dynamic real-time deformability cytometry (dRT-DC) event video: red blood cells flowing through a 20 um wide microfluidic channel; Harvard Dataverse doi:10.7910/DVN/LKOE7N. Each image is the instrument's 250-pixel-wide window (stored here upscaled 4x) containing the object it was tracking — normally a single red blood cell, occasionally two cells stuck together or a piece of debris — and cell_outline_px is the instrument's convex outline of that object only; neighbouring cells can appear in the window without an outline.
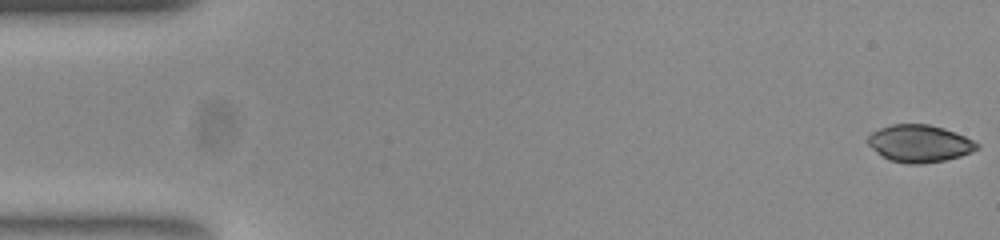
{"species": "common noctule bat (a hibernating species)", "species_latin": "Nyctalus noctula", "temperature_condition": "room temperature", "stored_images_in_passage": 54, "camera_frame_rate_fps": 3000, "um_per_image_px": 0.085, "animal": {"sex": "female", "body_mass_g": 23.0, "forearm_length_mm": 53.4}, "frame": {"image": 1, "passage_image": 1, "time_ms": 0.0, "image_size_px": [1000, 240], "cell_outline_px": [[980, 148], [972, 152], [960, 156], [944, 160], [924, 164], [904, 164], [888, 160], [876, 152], [868, 144], [868, 136], [872, 132], [880, 128], [892, 124], [928, 124], [944, 128], [964, 136], [980, 144]], "centroid_in_image_um": [78.15, 12.21], "position_along_channel_um": 6.8, "area_um2": 23.81}}
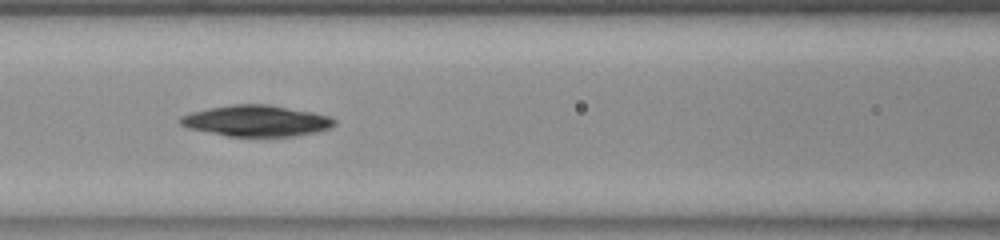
{"frame": {"image": 2, "passage_image": 23, "time_ms": 7.333, "image_size_px": [1000, 240], "cell_outline_px": [[336, 124], [328, 128], [316, 132], [292, 136], [228, 136], [188, 128], [180, 124], [180, 116], [192, 112], [208, 108], [232, 104], [268, 104], [312, 112], [332, 116], [336, 120]], "centroid_in_image_um": [21.8, 10.26], "position_along_channel_um": 144.8, "area_um2": 27.86}}
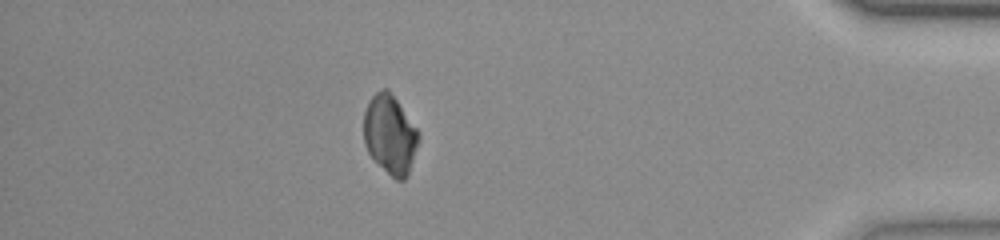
{"frame": {"image": 3, "passage_image": 47, "time_ms": 15.333, "image_size_px": [1000, 240], "cell_outline_px": [[420, 140], [408, 172], [404, 180], [396, 180], [368, 152], [364, 144], [364, 112], [372, 96], [376, 92], [384, 88], [388, 88], [420, 132]], "centroid_in_image_um": [33.17, 11.4], "position_along_channel_um": 402.0, "area_um2": 24.97}}